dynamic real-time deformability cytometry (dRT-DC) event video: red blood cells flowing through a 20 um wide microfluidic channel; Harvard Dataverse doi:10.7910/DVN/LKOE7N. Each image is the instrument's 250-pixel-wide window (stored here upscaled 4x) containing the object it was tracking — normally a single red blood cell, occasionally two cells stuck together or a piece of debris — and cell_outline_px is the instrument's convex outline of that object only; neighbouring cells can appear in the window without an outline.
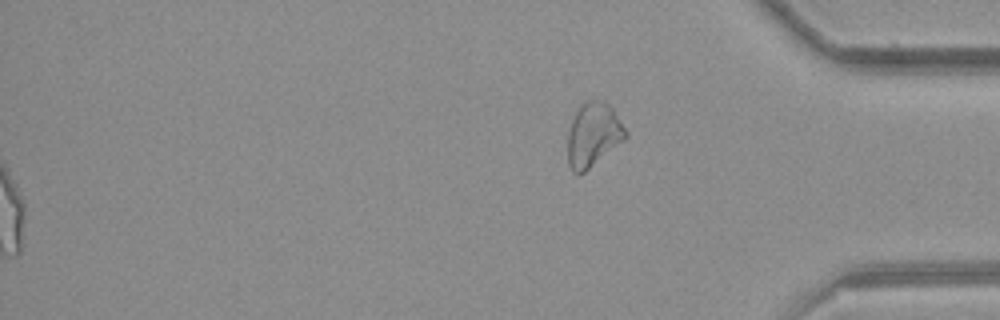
{"species": "common noctule bat (a hibernating species)", "species_latin": "Nyctalus noctula", "temperature_condition": "room temperature", "stored_images_in_passage": 53, "segment_of_instrument_passage": [2, 2], "camera_frame_rate_fps": 3000, "um_per_image_px": 0.085, "animal": {"sex": "female", "body_mass_g": 21.9}, "frame": {"image": 1, "passage_image": 53, "time_ms": 17.333, "image_size_px": [1000, 320], "cell_outline_px": [[628, 136], [624, 140], [584, 172], [572, 172], [568, 164], [568, 132], [572, 120], [580, 104], [584, 100], [604, 100], [612, 108], [628, 132]], "centroid_in_image_um": [50.43, 11.42], "position_along_channel_um": 384.8, "area_um2": 21.44}}